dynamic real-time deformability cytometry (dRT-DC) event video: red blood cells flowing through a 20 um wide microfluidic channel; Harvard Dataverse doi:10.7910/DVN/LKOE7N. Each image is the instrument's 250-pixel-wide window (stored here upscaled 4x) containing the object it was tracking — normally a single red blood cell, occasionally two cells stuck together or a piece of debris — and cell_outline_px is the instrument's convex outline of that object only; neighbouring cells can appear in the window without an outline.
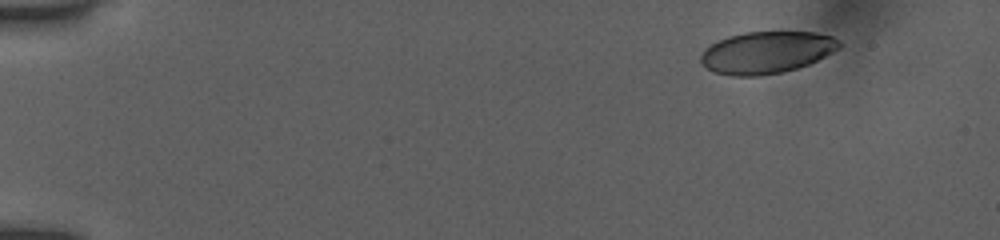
{"species": "human", "species_latin": "Homo sapiens", "temperature_condition": "room temperature", "stored_images_in_passage": 48, "camera_frame_rate_fps": 3000, "um_per_image_px": 0.085, "donor": {"sex": "female"}, "frame": {"image": 1, "passage_image": 1, "time_ms": 0.0, "image_size_px": [1000, 240], "cell_outline_px": [[840, 48], [808, 64], [796, 68], [780, 72], [760, 76], [732, 76], [716, 72], [708, 68], [700, 60], [700, 56], [712, 44], [728, 36], [744, 32], [816, 32], [832, 36], [840, 44]], "centroid_in_image_um": [65.17, 4.45], "position_along_channel_um": 19.8, "area_um2": 33.35}}
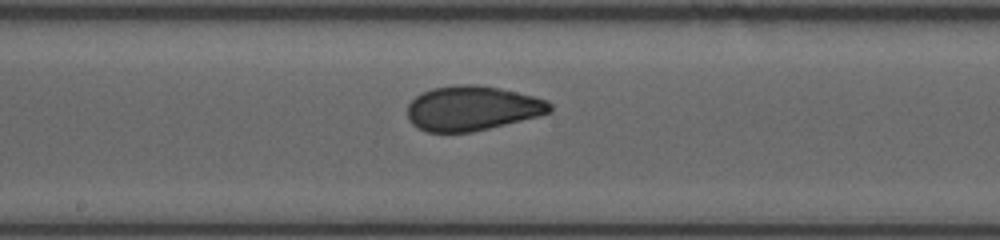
{"frame": {"image": 2, "passage_image": 25, "time_ms": 8.0, "image_size_px": [1000, 240], "cell_outline_px": [[552, 112], [540, 116], [472, 132], [428, 132], [416, 128], [408, 120], [408, 104], [416, 96], [432, 88], [456, 84], [476, 84], [500, 88], [548, 100], [552, 104]], "centroid_in_image_um": [40.14, 9.2], "position_along_channel_um": 208.1, "area_um2": 37.28}}
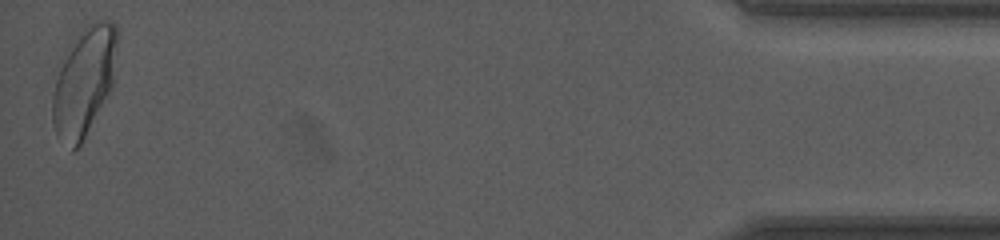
{"frame": {"image": 3, "passage_image": 48, "time_ms": 15.667, "image_size_px": [1000, 240], "cell_outline_px": [[116, 44], [112, 88], [80, 144], [72, 152], [56, 136], [52, 124], [52, 96], [56, 64], [60, 56], [72, 40], [88, 24], [96, 20], [108, 20], [116, 24]], "centroid_in_image_um": [7.07, 6.91], "position_along_channel_um": 428.1, "area_um2": 41.5}, "authors_computed_cell_mechanics": {"area_um2": 36.7897, "velocity_mm_per_s": 3.9054, "shape_relaxation_time_tau1_ms": 6.9997, "shape_relaxation_time_tau2_ms": null, "deformation_change_tau1": 0.1688, "deformation_change_tau2": null}}